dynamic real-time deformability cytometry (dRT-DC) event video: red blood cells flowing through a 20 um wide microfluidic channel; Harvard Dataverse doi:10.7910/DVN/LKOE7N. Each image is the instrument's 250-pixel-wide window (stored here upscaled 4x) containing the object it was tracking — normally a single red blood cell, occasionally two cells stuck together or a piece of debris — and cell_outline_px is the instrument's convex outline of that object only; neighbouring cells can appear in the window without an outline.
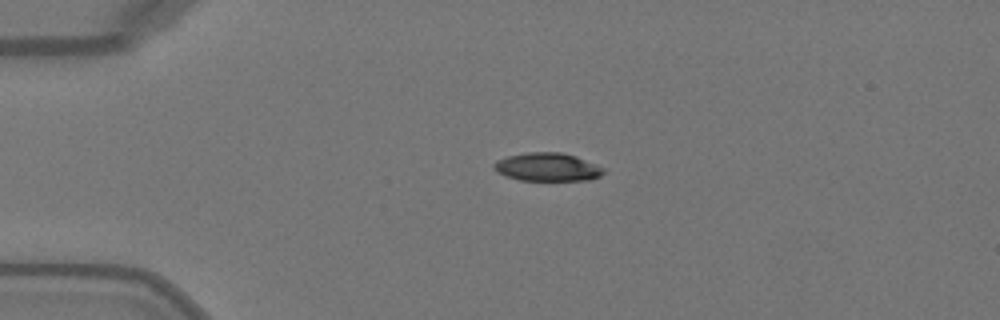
{"species": "Egyptian fruit bat (a non-hibernating species)", "species_latin": "Rousettus aegyptiacus", "temperature_condition": "warm", "stored_images_in_passage": 34, "camera_frame_rate_fps": 3000, "um_per_image_px": 0.085, "animal": {"sex": "female"}, "frame": {"image": 1, "passage_image": 1, "time_ms": 0.0, "image_size_px": [1000, 320], "cell_outline_px": [[608, 172], [592, 180], [520, 180], [496, 172], [492, 168], [492, 164], [496, 160], [508, 156], [528, 152], [560, 152], [576, 156], [608, 168]], "centroid_in_image_um": [46.59, 14.2], "position_along_channel_um": 38.4, "area_um2": 18.38}}
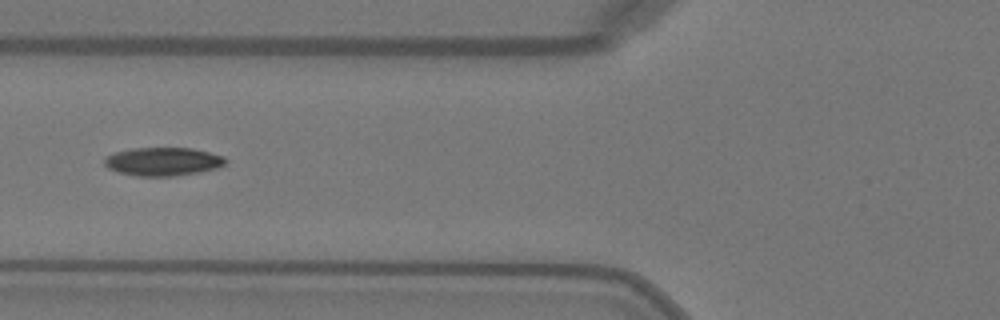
{"frame": {"image": 2, "passage_image": 9, "time_ms": 2.667, "image_size_px": [1000, 320], "cell_outline_px": [[228, 160], [224, 164], [216, 168], [200, 172], [172, 176], [136, 176], [120, 172], [108, 168], [104, 164], [104, 160], [108, 156], [116, 152], [136, 148], [192, 148], [224, 156]], "centroid_in_image_um": [13.88, 13.73], "position_along_channel_um": 111.9, "area_um2": 19.83}}
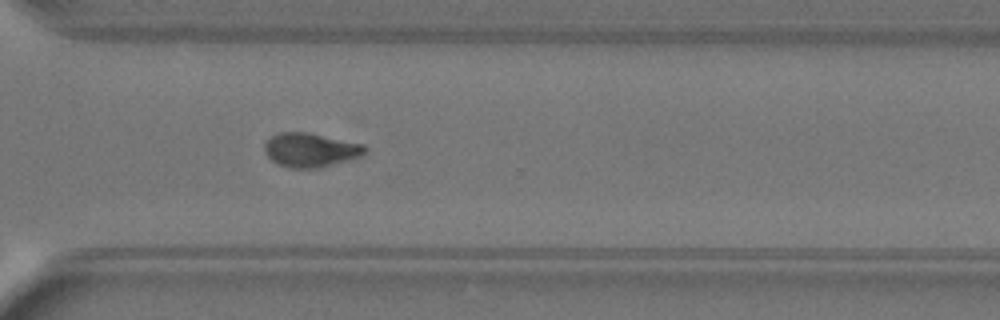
{"frame": {"image": 3, "passage_image": 26, "time_ms": 8.333, "image_size_px": [1000, 320], "cell_outline_px": [[368, 152], [360, 156], [348, 160], [320, 168], [292, 168], [280, 164], [272, 160], [264, 152], [264, 144], [268, 136], [276, 132], [308, 132], [364, 144], [368, 148]], "centroid_in_image_um": [26.39, 12.73], "position_along_channel_um": 344.2, "area_um2": 20.17}, "authors_computed_cell_mechanics": {"area_um2": 19.9699, "velocity_mm_per_s": 4.101, "shape_relaxation_time_tau1_ms": 4.5524, "shape_relaxation_time_tau2_ms": 5.0193, "deformation_change_tau1": 0.16, "deformation_change_tau2": 0.0946}}